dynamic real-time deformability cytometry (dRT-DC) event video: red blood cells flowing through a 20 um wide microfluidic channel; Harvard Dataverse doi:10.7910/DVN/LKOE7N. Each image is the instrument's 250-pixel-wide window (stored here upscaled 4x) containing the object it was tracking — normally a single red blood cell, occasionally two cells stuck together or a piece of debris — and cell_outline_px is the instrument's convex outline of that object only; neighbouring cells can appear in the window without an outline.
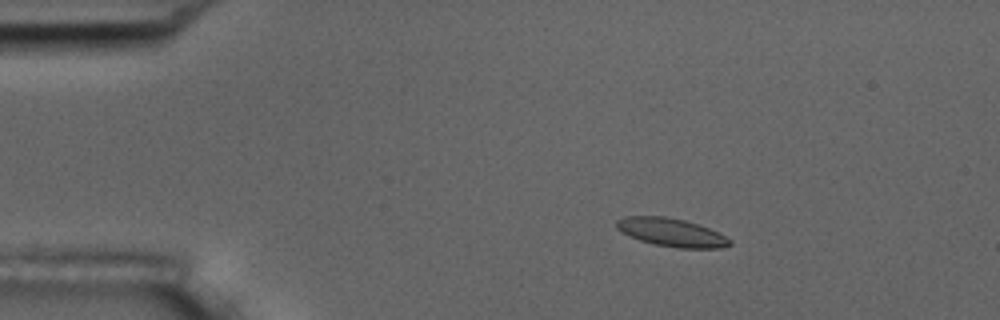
{"species": "common noctule bat (a hibernating species)", "species_latin": "Nyctalus noctula", "temperature_condition": "room temperature", "stored_images_in_passage": 5, "camera_frame_rate_fps": 3000, "um_per_image_px": 0.085, "animal": {"sex": "male", "body_mass_g": 17.5, "forearm_length_mm": 52.3}, "frame": {"image": 1, "passage_image": 3, "time_ms": 3.0, "image_size_px": [1000, 320], "cell_outline_px": [[732, 244], [720, 248], [680, 248], [656, 244], [640, 240], [620, 232], [616, 228], [616, 220], [624, 216], [668, 216], [684, 220], [708, 228], [732, 240]], "centroid_in_image_um": [57.03, 19.74], "position_along_channel_um": 28.0, "area_um2": 18.5}}